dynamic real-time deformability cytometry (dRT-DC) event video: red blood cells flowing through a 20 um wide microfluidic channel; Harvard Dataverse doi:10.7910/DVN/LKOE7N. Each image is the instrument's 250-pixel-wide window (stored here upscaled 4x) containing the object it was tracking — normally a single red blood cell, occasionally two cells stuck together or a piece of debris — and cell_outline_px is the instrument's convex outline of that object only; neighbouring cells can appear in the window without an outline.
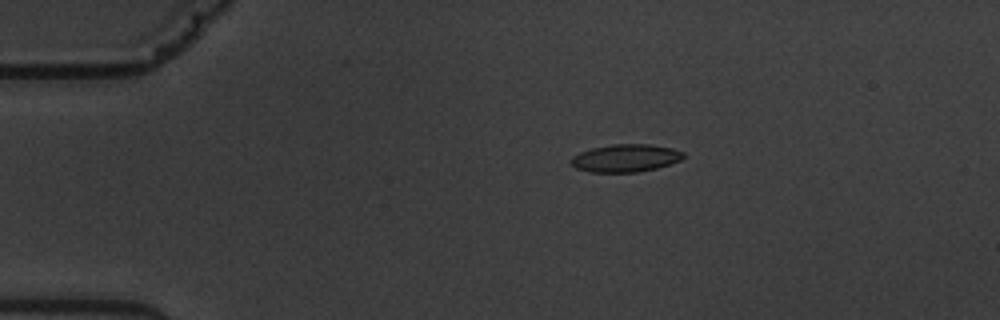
{"species": "common noctule bat (a hibernating species)", "species_latin": "Nyctalus noctula", "temperature_condition": "warm", "stored_images_in_passage": 2, "camera_frame_rate_fps": 3000, "um_per_image_px": 0.085, "animal": {"sex": "male", "body_mass_g": 19.5, "forearm_length_mm": 54.6}, "frame": {"image": 1, "passage_image": 1, "time_ms": 0.0, "image_size_px": [1000, 320], "cell_outline_px": [[684, 156], [680, 160], [656, 168], [636, 172], [592, 172], [576, 168], [572, 164], [572, 156], [580, 152], [592, 148], [612, 144], [652, 144], [672, 148], [684, 152]], "centroid_in_image_um": [53.18, 13.43], "position_along_channel_um": 31.8, "area_um2": 17.98}}